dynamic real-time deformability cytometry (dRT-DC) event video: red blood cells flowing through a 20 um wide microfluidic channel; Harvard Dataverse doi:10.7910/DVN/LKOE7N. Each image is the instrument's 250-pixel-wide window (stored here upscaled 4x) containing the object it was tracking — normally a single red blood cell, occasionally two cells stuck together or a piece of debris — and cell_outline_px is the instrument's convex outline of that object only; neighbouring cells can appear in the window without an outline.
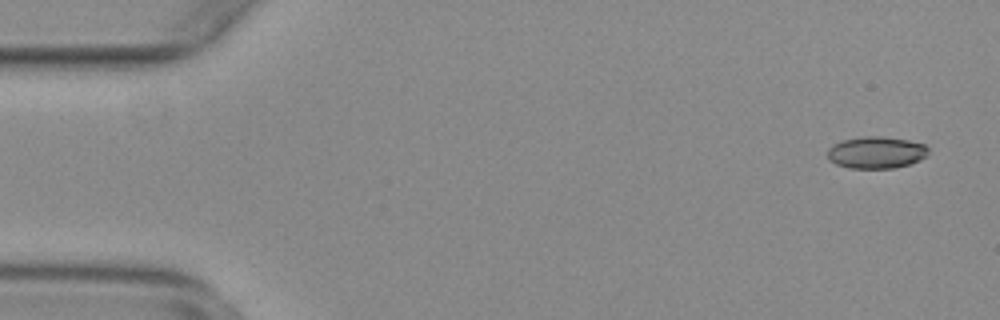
{"species": "common noctule bat (a hibernating species)", "species_latin": "Nyctalus noctula", "temperature_condition": "warm", "stored_images_in_passage": 52, "camera_frame_rate_fps": 3000, "um_per_image_px": 0.085, "animal": {"sex": "female", "body_mass_g": 29.2, "forearm_length_mm": 56.3}, "frame": {"image": 1, "passage_image": 1, "time_ms": 0.0, "image_size_px": [1000, 320], "cell_outline_px": [[928, 156], [920, 160], [896, 168], [848, 168], [836, 164], [828, 160], [828, 148], [832, 144], [844, 140], [864, 136], [884, 136], [908, 140], [924, 144], [928, 148]], "centroid_in_image_um": [74.48, 12.96], "position_along_channel_um": 10.5, "area_um2": 18.9}}
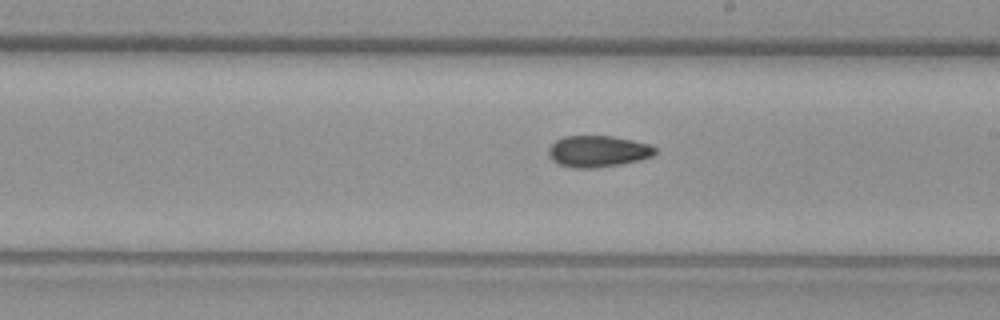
{"frame": {"image": 2, "passage_image": 29, "time_ms": 9.333, "image_size_px": [1000, 320], "cell_outline_px": [[656, 152], [652, 156], [640, 160], [620, 164], [596, 168], [572, 168], [556, 164], [548, 156], [548, 148], [556, 140], [564, 136], [612, 136], [632, 140], [648, 144], [656, 148]], "centroid_in_image_um": [50.78, 12.87], "position_along_channel_um": 238.2, "area_um2": 19.65}}
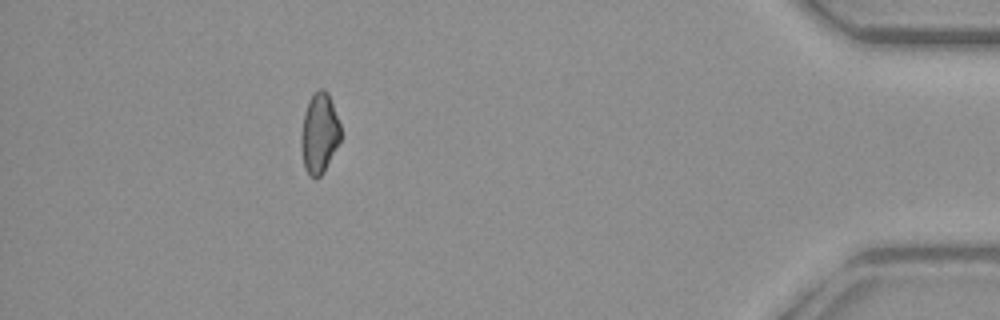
{"frame": {"image": 3, "passage_image": 47, "time_ms": 15.333, "image_size_px": [1000, 320], "cell_outline_px": [[340, 140], [324, 172], [316, 180], [308, 176], [304, 168], [300, 148], [300, 136], [304, 112], [308, 100], [320, 88], [324, 88], [328, 92], [340, 124]], "centroid_in_image_um": [27.11, 11.37], "position_along_channel_um": 408.1, "area_um2": 18.73}, "authors_computed_cell_mechanics": {"area_um2": 19.1318, "velocity_mm_per_s": 3.8181, "shape_relaxation_time_tau1_ms": null, "shape_relaxation_time_tau2_ms": 6.3932, "deformation_change_tau1": null, "deformation_change_tau2": 0.1276}}